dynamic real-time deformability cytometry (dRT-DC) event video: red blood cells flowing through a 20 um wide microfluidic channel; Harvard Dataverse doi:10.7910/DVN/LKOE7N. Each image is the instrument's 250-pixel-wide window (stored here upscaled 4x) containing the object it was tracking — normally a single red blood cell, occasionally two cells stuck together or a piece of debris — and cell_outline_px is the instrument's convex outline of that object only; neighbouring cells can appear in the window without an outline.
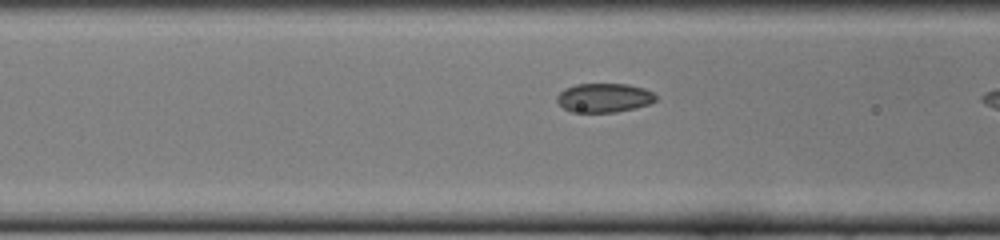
{"species": "common noctule bat (a hibernating species)", "species_latin": "Nyctalus noctula", "temperature_condition": "cold", "stored_images_in_passage": 10, "camera_frame_rate_fps": 3000, "um_per_image_px": 0.085, "animal": {"sex": "female", "body_mass_g": 22.0, "forearm_length_mm": 56.7}, "frame": {"image": 1, "passage_image": 9, "time_ms": 2.667, "image_size_px": [1000, 240], "cell_outline_px": [[656, 100], [648, 104], [616, 112], [572, 112], [564, 108], [556, 100], [556, 96], [564, 88], [576, 84], [628, 84], [644, 88], [652, 92], [656, 96]], "centroid_in_image_um": [51.32, 8.3], "position_along_channel_um": 115.3, "area_um2": 16.65}}